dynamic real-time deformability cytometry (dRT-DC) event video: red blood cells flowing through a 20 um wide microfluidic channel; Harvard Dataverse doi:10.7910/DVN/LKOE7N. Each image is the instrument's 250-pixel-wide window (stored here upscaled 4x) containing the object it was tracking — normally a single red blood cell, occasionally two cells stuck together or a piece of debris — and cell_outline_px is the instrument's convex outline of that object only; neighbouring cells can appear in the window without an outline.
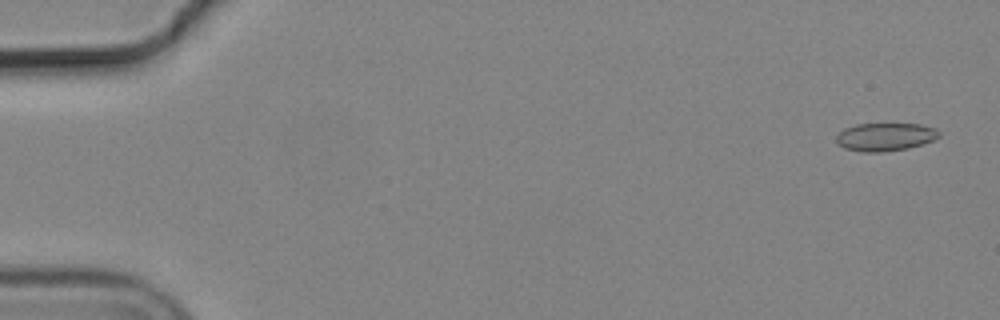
{"species": "common noctule bat (a hibernating species)", "species_latin": "Nyctalus noctula", "temperature_condition": "cold", "stored_images_in_passage": 56, "camera_frame_rate_fps": 3000, "um_per_image_px": 0.085, "animal": {"sex": "male", "body_mass_g": 19.2, "forearm_length_mm": 51.8}, "frame": {"image": 1, "passage_image": 2, "time_ms": 0.333, "image_size_px": [1000, 320], "cell_outline_px": [[940, 136], [932, 140], [908, 148], [880, 152], [860, 152], [844, 148], [836, 140], [836, 136], [844, 128], [856, 124], [920, 124], [936, 128], [940, 132]], "centroid_in_image_um": [75.23, 11.63], "position_along_channel_um": 9.8, "area_um2": 16.7}}
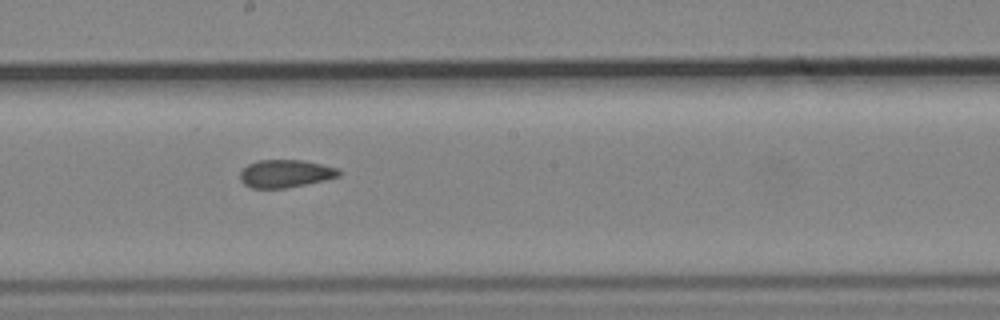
{"frame": {"image": 2, "passage_image": 31, "time_ms": 10.0, "image_size_px": [1000, 320], "cell_outline_px": [[340, 176], [324, 180], [284, 188], [252, 188], [244, 184], [240, 180], [240, 172], [248, 164], [256, 160], [304, 160], [336, 168], [340, 172]], "centroid_in_image_um": [24.22, 14.75], "position_along_channel_um": 224.0, "area_um2": 15.84}}
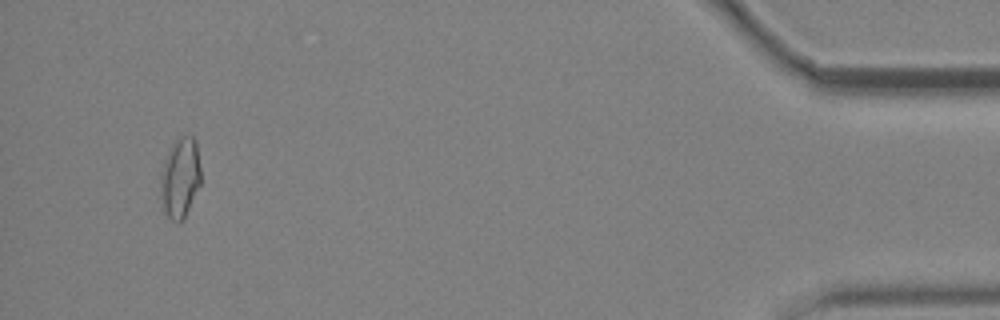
{"frame": {"image": 3, "passage_image": 53, "time_ms": 17.333, "image_size_px": [1000, 320], "cell_outline_px": [[200, 184], [184, 216], [180, 220], [172, 220], [168, 216], [164, 208], [160, 184], [160, 172], [164, 160], [172, 144], [180, 136], [192, 136], [196, 140], [200, 168]], "centroid_in_image_um": [15.31, 15.03], "position_along_channel_um": 419.9, "area_um2": 18.32}, "authors_computed_cell_mechanics": {"area_um2": 16.8198, "velocity_mm_per_s": 3.6902, "shape_relaxation_time_tau1_ms": null, "shape_relaxation_time_tau2_ms": 3.3679, "deformation_change_tau1": null, "deformation_change_tau2": 0.0999}}